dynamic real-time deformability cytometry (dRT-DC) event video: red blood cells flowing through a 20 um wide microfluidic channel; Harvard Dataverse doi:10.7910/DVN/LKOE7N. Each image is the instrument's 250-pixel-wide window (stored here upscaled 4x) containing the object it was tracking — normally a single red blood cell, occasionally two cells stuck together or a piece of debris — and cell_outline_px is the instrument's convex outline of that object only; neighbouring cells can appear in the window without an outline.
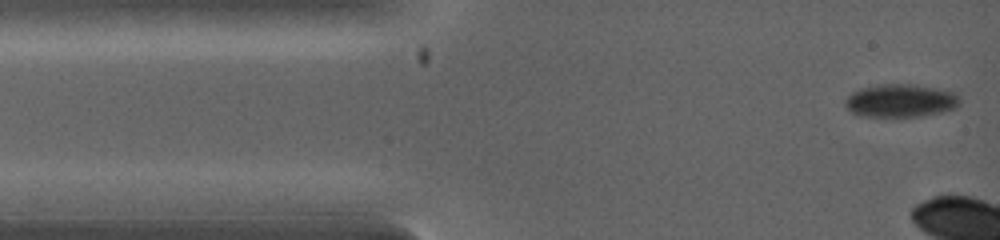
{"species": "common noctule bat (a hibernating species)", "species_latin": "Nyctalus noctula", "temperature_condition": "warm", "stored_images_in_passage": 3, "camera_frame_rate_fps": 5000, "um_per_image_px": 0.085, "animal": {"sex": "female", "body_mass_g": 19.0, "forearm_length_mm": 53.3}, "frame": {"image": 1, "passage_image": 1, "time_ms": 0.0, "image_size_px": [1000, 240], "cell_outline_px": [[956, 104], [952, 108], [940, 112], [920, 116], [868, 116], [852, 112], [844, 104], [848, 96], [852, 92], [860, 88], [880, 84], [916, 84], [952, 92], [956, 96]], "centroid_in_image_um": [76.47, 8.54], "position_along_channel_um": 8.5, "area_um2": 21.39}}